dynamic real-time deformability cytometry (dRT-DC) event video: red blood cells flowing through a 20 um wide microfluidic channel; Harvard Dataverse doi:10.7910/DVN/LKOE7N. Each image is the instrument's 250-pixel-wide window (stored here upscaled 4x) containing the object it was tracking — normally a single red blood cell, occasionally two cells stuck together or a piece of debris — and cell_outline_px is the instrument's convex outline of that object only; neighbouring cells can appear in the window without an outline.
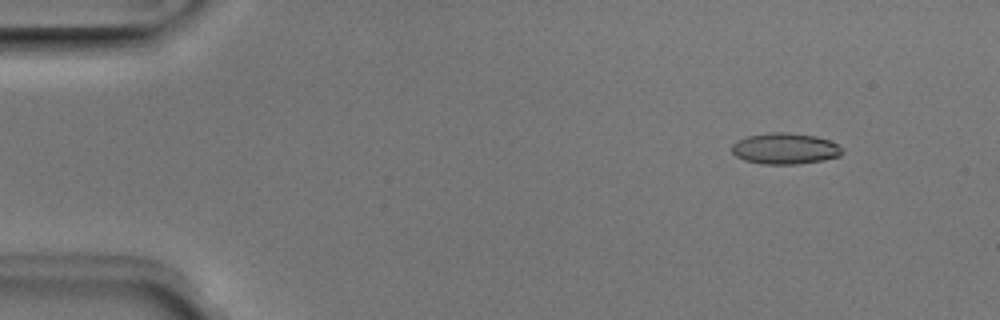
{"species": "Egyptian fruit bat (a non-hibernating species)", "species_latin": "Rousettus aegyptiacus", "temperature_condition": "room temperature", "stored_images_in_passage": 51, "camera_frame_rate_fps": 3000, "um_per_image_px": 0.085, "animal": {"sex": "male"}, "frame": {"image": 1, "passage_image": 6, "time_ms": 1.667, "image_size_px": [1000, 320], "cell_outline_px": [[844, 152], [840, 156], [824, 160], [796, 164], [760, 164], [744, 160], [736, 156], [732, 152], [732, 144], [736, 140], [748, 136], [772, 132], [788, 132], [816, 136], [828, 140], [844, 148]], "centroid_in_image_um": [66.73, 12.63], "position_along_channel_um": 18.3, "area_um2": 20.17}}
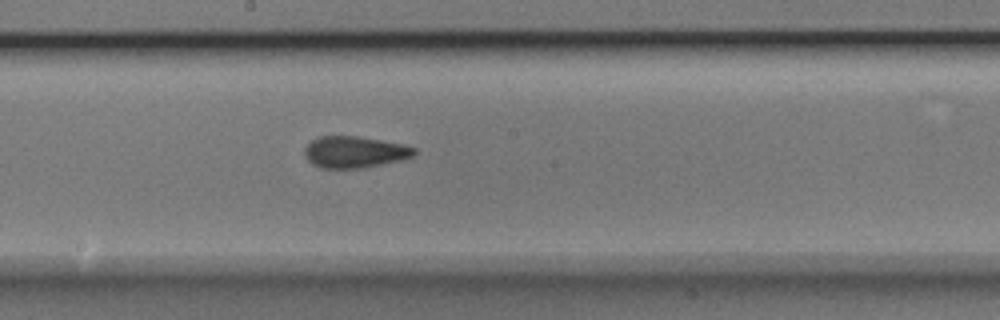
{"frame": {"image": 2, "passage_image": 28, "time_ms": 9.0, "image_size_px": [1000, 320], "cell_outline_px": [[416, 152], [412, 156], [404, 160], [360, 168], [320, 168], [312, 164], [304, 156], [304, 148], [312, 140], [320, 136], [356, 136], [404, 144], [416, 148]], "centroid_in_image_um": [30.14, 12.92], "position_along_channel_um": 218.1, "area_um2": 20.23}}
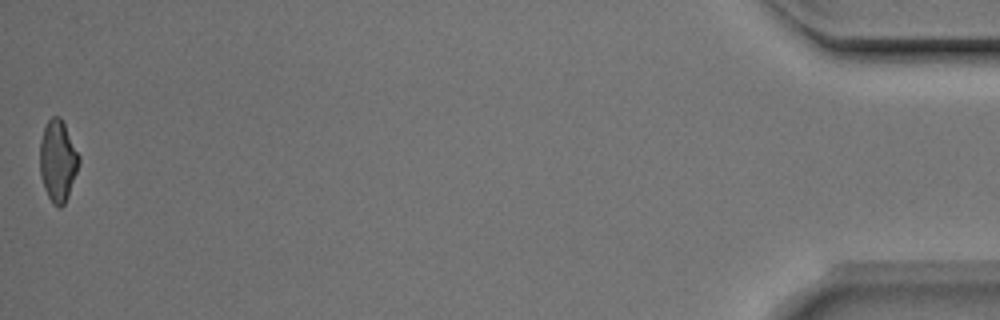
{"frame": {"image": 3, "passage_image": 51, "time_ms": 16.667, "image_size_px": [1000, 320], "cell_outline_px": [[80, 160], [68, 196], [64, 204], [60, 208], [52, 204], [44, 188], [40, 176], [40, 140], [44, 128], [48, 120], [52, 116], [60, 116], [80, 156]], "centroid_in_image_um": [4.9, 13.68], "position_along_channel_um": 430.3, "area_um2": 18.44}, "authors_computed_cell_mechanics": {"area_um2": 19.8832, "velocity_mm_per_s": 4.0066, "shape_relaxation_time_tau1_ms": 9.4959, "shape_relaxation_time_tau2_ms": 1.5656, "deformation_change_tau1": 0.1911, "deformation_change_tau2": 0.0593}}